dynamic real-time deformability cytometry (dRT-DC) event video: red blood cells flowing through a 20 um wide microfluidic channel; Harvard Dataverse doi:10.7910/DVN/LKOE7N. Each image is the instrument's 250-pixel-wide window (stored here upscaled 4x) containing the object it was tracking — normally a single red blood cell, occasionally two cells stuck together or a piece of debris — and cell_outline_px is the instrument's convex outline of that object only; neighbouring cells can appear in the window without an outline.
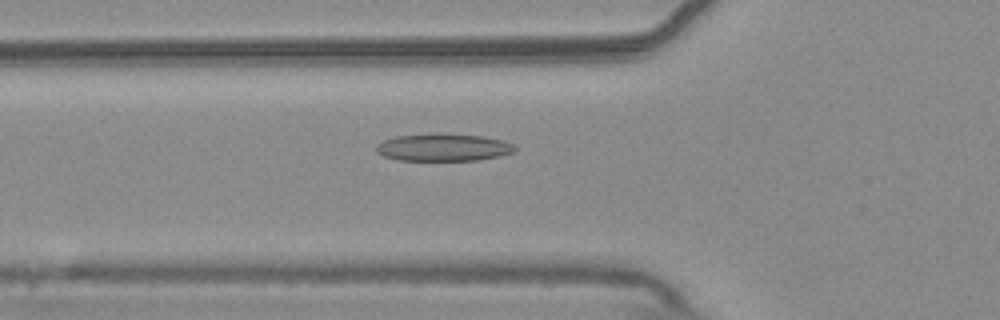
{"species": "common noctule bat (a hibernating species)", "species_latin": "Nyctalus noctula", "temperature_condition": "warm", "stored_images_in_passage": 39, "camera_frame_rate_fps": 3000, "um_per_image_px": 0.085, "animal": {"sex": "male", "body_mass_g": 20.4}, "frame": {"image": 1, "passage_image": 4, "time_ms": 1.0, "image_size_px": [1000, 320], "cell_outline_px": [[516, 148], [512, 152], [500, 156], [476, 160], [400, 160], [384, 156], [376, 152], [376, 144], [384, 140], [396, 136], [484, 136], [504, 140], [512, 144]], "centroid_in_image_um": [37.69, 12.57], "position_along_channel_um": 88.1, "area_um2": 21.1}}
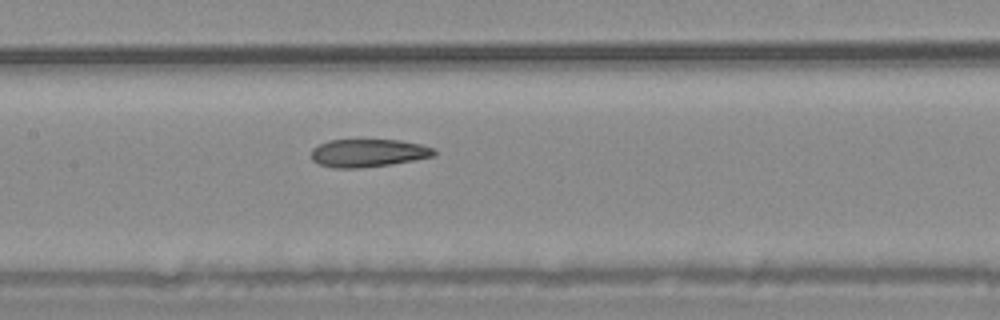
{"frame": {"image": 2, "passage_image": 11, "time_ms": 3.333, "image_size_px": [1000, 320], "cell_outline_px": [[436, 156], [388, 164], [360, 168], [336, 168], [320, 164], [312, 160], [312, 148], [328, 140], [400, 140], [420, 144], [432, 148], [436, 152]], "centroid_in_image_um": [31.29, 13.0], "position_along_channel_um": 176.1, "area_um2": 19.77}}
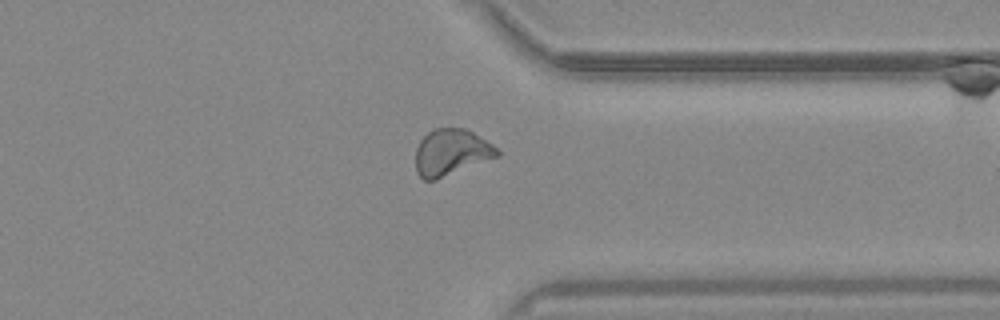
{"frame": {"image": 3, "passage_image": 27, "time_ms": 8.667, "image_size_px": [1000, 320], "cell_outline_px": [[500, 156], [436, 180], [424, 180], [416, 172], [416, 148], [420, 140], [432, 128], [464, 128], [472, 132], [492, 144], [500, 152]], "centroid_in_image_um": [38.34, 12.96], "position_along_channel_um": 373.1, "area_um2": 22.08}, "authors_computed_cell_mechanics": {"area_um2": 21.097, "velocity_mm_per_s": 3.7378, "shape_relaxation_time_tau1_ms": null, "shape_relaxation_time_tau2_ms": 2.7528, "deformation_change_tau1": null, "deformation_change_tau2": 0.1029}}